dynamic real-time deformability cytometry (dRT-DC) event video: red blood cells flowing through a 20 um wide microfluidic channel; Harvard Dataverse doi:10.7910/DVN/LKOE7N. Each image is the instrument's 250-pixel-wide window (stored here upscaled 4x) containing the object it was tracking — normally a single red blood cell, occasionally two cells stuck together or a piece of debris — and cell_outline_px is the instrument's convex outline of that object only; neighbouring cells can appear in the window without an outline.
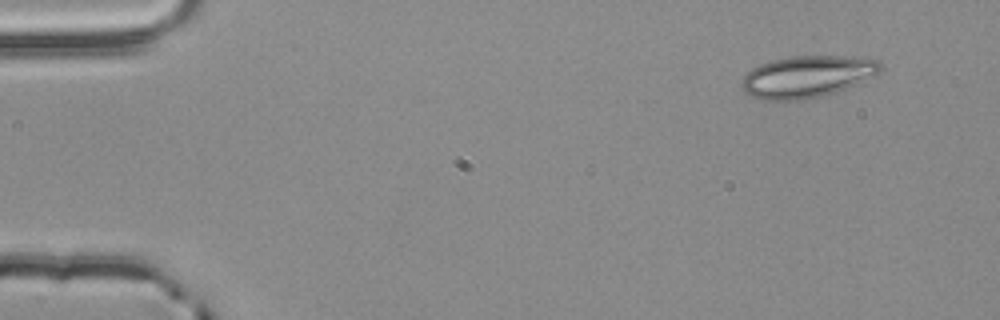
{"species": "common noctule bat (a hibernating species)", "species_latin": "Nyctalus noctula", "temperature_condition": "room temperature", "stored_images_in_passage": 3, "camera_frame_rate_fps": 3000, "um_per_image_px": 0.085, "animal": {"sex": "male", "body_mass_g": 20.4}, "frame": {"image": 1, "passage_image": 1, "time_ms": 0.0, "image_size_px": [1000, 320], "cell_outline_px": [[884, 68], [880, 72], [856, 84], [824, 96], [804, 100], [764, 100], [752, 96], [744, 92], [740, 88], [740, 80], [752, 68], [760, 64], [772, 60], [792, 56], [852, 56], [880, 60]], "centroid_in_image_um": [68.6, 6.51], "position_along_channel_um": 16.4, "area_um2": 34.1}}